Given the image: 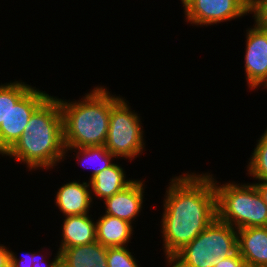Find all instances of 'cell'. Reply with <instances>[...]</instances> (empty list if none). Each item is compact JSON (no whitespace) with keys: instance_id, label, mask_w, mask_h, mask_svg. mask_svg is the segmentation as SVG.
<instances>
[{"instance_id":"1","label":"cell","mask_w":267,"mask_h":267,"mask_svg":"<svg viewBox=\"0 0 267 267\" xmlns=\"http://www.w3.org/2000/svg\"><path fill=\"white\" fill-rule=\"evenodd\" d=\"M213 175L186 171L166 185L160 222L166 263L217 218Z\"/></svg>"},{"instance_id":"2","label":"cell","mask_w":267,"mask_h":267,"mask_svg":"<svg viewBox=\"0 0 267 267\" xmlns=\"http://www.w3.org/2000/svg\"><path fill=\"white\" fill-rule=\"evenodd\" d=\"M63 115L57 96H49L30 116L23 134L3 155L28 171L55 169L64 162Z\"/></svg>"},{"instance_id":"3","label":"cell","mask_w":267,"mask_h":267,"mask_svg":"<svg viewBox=\"0 0 267 267\" xmlns=\"http://www.w3.org/2000/svg\"><path fill=\"white\" fill-rule=\"evenodd\" d=\"M58 99L63 115L65 148L105 146L111 111L109 88L98 84L79 100Z\"/></svg>"},{"instance_id":"4","label":"cell","mask_w":267,"mask_h":267,"mask_svg":"<svg viewBox=\"0 0 267 267\" xmlns=\"http://www.w3.org/2000/svg\"><path fill=\"white\" fill-rule=\"evenodd\" d=\"M217 218L236 230L267 226V204L253 183L227 181L213 176Z\"/></svg>"},{"instance_id":"5","label":"cell","mask_w":267,"mask_h":267,"mask_svg":"<svg viewBox=\"0 0 267 267\" xmlns=\"http://www.w3.org/2000/svg\"><path fill=\"white\" fill-rule=\"evenodd\" d=\"M237 251V230L216 218L178 251L166 267H214Z\"/></svg>"},{"instance_id":"6","label":"cell","mask_w":267,"mask_h":267,"mask_svg":"<svg viewBox=\"0 0 267 267\" xmlns=\"http://www.w3.org/2000/svg\"><path fill=\"white\" fill-rule=\"evenodd\" d=\"M129 101L111 92L110 122L105 148L117 160L132 162L146 151L145 131L141 114L135 112Z\"/></svg>"},{"instance_id":"7","label":"cell","mask_w":267,"mask_h":267,"mask_svg":"<svg viewBox=\"0 0 267 267\" xmlns=\"http://www.w3.org/2000/svg\"><path fill=\"white\" fill-rule=\"evenodd\" d=\"M184 21L208 27L251 14V0H182Z\"/></svg>"},{"instance_id":"8","label":"cell","mask_w":267,"mask_h":267,"mask_svg":"<svg viewBox=\"0 0 267 267\" xmlns=\"http://www.w3.org/2000/svg\"><path fill=\"white\" fill-rule=\"evenodd\" d=\"M46 91L32 87L16 104H12L6 120L0 125V155H3L23 134L33 112L49 97Z\"/></svg>"},{"instance_id":"9","label":"cell","mask_w":267,"mask_h":267,"mask_svg":"<svg viewBox=\"0 0 267 267\" xmlns=\"http://www.w3.org/2000/svg\"><path fill=\"white\" fill-rule=\"evenodd\" d=\"M246 28L244 71L247 87L251 91L267 89V28L255 20Z\"/></svg>"},{"instance_id":"10","label":"cell","mask_w":267,"mask_h":267,"mask_svg":"<svg viewBox=\"0 0 267 267\" xmlns=\"http://www.w3.org/2000/svg\"><path fill=\"white\" fill-rule=\"evenodd\" d=\"M145 180L135 179L122 191L106 198L103 202L104 214L126 220L131 224H136L135 219L141 215L145 202Z\"/></svg>"},{"instance_id":"11","label":"cell","mask_w":267,"mask_h":267,"mask_svg":"<svg viewBox=\"0 0 267 267\" xmlns=\"http://www.w3.org/2000/svg\"><path fill=\"white\" fill-rule=\"evenodd\" d=\"M72 180L62 184L55 192L54 204L65 216L89 214L93 208L90 184L88 181Z\"/></svg>"},{"instance_id":"12","label":"cell","mask_w":267,"mask_h":267,"mask_svg":"<svg viewBox=\"0 0 267 267\" xmlns=\"http://www.w3.org/2000/svg\"><path fill=\"white\" fill-rule=\"evenodd\" d=\"M237 247L247 267H267V226L238 229Z\"/></svg>"},{"instance_id":"13","label":"cell","mask_w":267,"mask_h":267,"mask_svg":"<svg viewBox=\"0 0 267 267\" xmlns=\"http://www.w3.org/2000/svg\"><path fill=\"white\" fill-rule=\"evenodd\" d=\"M92 214L65 216L61 226L60 245L66 249L93 243L96 240V221Z\"/></svg>"},{"instance_id":"14","label":"cell","mask_w":267,"mask_h":267,"mask_svg":"<svg viewBox=\"0 0 267 267\" xmlns=\"http://www.w3.org/2000/svg\"><path fill=\"white\" fill-rule=\"evenodd\" d=\"M126 177L122 164L114 163L89 180L92 200L104 201L130 185L135 179Z\"/></svg>"},{"instance_id":"15","label":"cell","mask_w":267,"mask_h":267,"mask_svg":"<svg viewBox=\"0 0 267 267\" xmlns=\"http://www.w3.org/2000/svg\"><path fill=\"white\" fill-rule=\"evenodd\" d=\"M133 226L126 220L103 213L96 219V240L107 248L129 246L134 235Z\"/></svg>"},{"instance_id":"16","label":"cell","mask_w":267,"mask_h":267,"mask_svg":"<svg viewBox=\"0 0 267 267\" xmlns=\"http://www.w3.org/2000/svg\"><path fill=\"white\" fill-rule=\"evenodd\" d=\"M58 251L65 267H108L107 247L98 241Z\"/></svg>"},{"instance_id":"17","label":"cell","mask_w":267,"mask_h":267,"mask_svg":"<svg viewBox=\"0 0 267 267\" xmlns=\"http://www.w3.org/2000/svg\"><path fill=\"white\" fill-rule=\"evenodd\" d=\"M74 152V153H73ZM68 153H73L71 157L78 160L77 165L91 169L89 180L104 169L110 167L116 160L105 146H87V147H68L65 148L64 161L67 160ZM67 156V157H66ZM80 163V164H79Z\"/></svg>"},{"instance_id":"18","label":"cell","mask_w":267,"mask_h":267,"mask_svg":"<svg viewBox=\"0 0 267 267\" xmlns=\"http://www.w3.org/2000/svg\"><path fill=\"white\" fill-rule=\"evenodd\" d=\"M256 141V146L246 165V175L255 181H264L267 180V128Z\"/></svg>"},{"instance_id":"19","label":"cell","mask_w":267,"mask_h":267,"mask_svg":"<svg viewBox=\"0 0 267 267\" xmlns=\"http://www.w3.org/2000/svg\"><path fill=\"white\" fill-rule=\"evenodd\" d=\"M33 86L23 80L0 84V125L6 120L12 104H16Z\"/></svg>"},{"instance_id":"20","label":"cell","mask_w":267,"mask_h":267,"mask_svg":"<svg viewBox=\"0 0 267 267\" xmlns=\"http://www.w3.org/2000/svg\"><path fill=\"white\" fill-rule=\"evenodd\" d=\"M129 247H108L107 265L108 267H141L139 260L130 252Z\"/></svg>"},{"instance_id":"21","label":"cell","mask_w":267,"mask_h":267,"mask_svg":"<svg viewBox=\"0 0 267 267\" xmlns=\"http://www.w3.org/2000/svg\"><path fill=\"white\" fill-rule=\"evenodd\" d=\"M251 15L260 26L267 28V0H251Z\"/></svg>"},{"instance_id":"22","label":"cell","mask_w":267,"mask_h":267,"mask_svg":"<svg viewBox=\"0 0 267 267\" xmlns=\"http://www.w3.org/2000/svg\"><path fill=\"white\" fill-rule=\"evenodd\" d=\"M40 249L43 250L41 251L42 254L40 251L34 252V262L32 264V267H58L60 263V252L57 250L54 258L49 261L50 257L52 256V252L51 251L47 252L48 254L46 253V255L48 256H46L45 253L43 255V252L45 251V247H42Z\"/></svg>"},{"instance_id":"23","label":"cell","mask_w":267,"mask_h":267,"mask_svg":"<svg viewBox=\"0 0 267 267\" xmlns=\"http://www.w3.org/2000/svg\"><path fill=\"white\" fill-rule=\"evenodd\" d=\"M34 262V252L22 253L20 257L16 252L11 250L10 253V267H32Z\"/></svg>"},{"instance_id":"24","label":"cell","mask_w":267,"mask_h":267,"mask_svg":"<svg viewBox=\"0 0 267 267\" xmlns=\"http://www.w3.org/2000/svg\"><path fill=\"white\" fill-rule=\"evenodd\" d=\"M214 267H247V265L245 260L237 251L234 255L228 256L224 260H221Z\"/></svg>"},{"instance_id":"25","label":"cell","mask_w":267,"mask_h":267,"mask_svg":"<svg viewBox=\"0 0 267 267\" xmlns=\"http://www.w3.org/2000/svg\"><path fill=\"white\" fill-rule=\"evenodd\" d=\"M11 249L4 244H0V267H10Z\"/></svg>"},{"instance_id":"26","label":"cell","mask_w":267,"mask_h":267,"mask_svg":"<svg viewBox=\"0 0 267 267\" xmlns=\"http://www.w3.org/2000/svg\"><path fill=\"white\" fill-rule=\"evenodd\" d=\"M253 184L257 188L259 194L261 195L264 202L267 204V180L264 181H254Z\"/></svg>"},{"instance_id":"27","label":"cell","mask_w":267,"mask_h":267,"mask_svg":"<svg viewBox=\"0 0 267 267\" xmlns=\"http://www.w3.org/2000/svg\"><path fill=\"white\" fill-rule=\"evenodd\" d=\"M58 267H65V266L60 262Z\"/></svg>"}]
</instances>
